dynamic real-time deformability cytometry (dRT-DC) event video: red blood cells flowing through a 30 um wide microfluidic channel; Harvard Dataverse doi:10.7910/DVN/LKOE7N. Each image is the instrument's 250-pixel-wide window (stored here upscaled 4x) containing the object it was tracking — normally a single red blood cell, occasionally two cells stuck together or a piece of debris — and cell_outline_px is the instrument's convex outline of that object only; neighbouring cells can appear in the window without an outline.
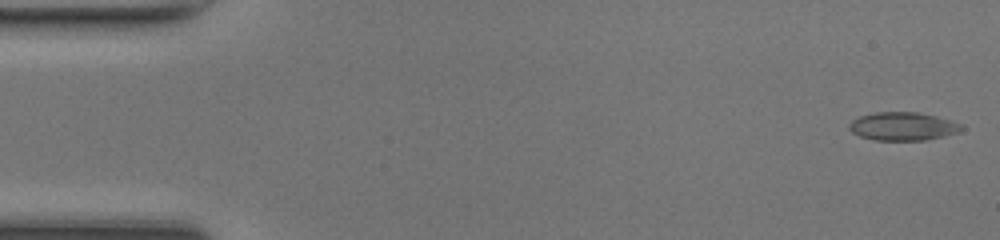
{"species": "common noctule bat (a hibernating species)", "species_latin": "Nyctalus noctula", "temperature_condition": "room temperature", "stored_images_in_passage": 47, "camera_frame_rate_fps": 3000, "um_per_image_px": 0.085, "animal": {"sex": "female", "body_mass_g": 17.0, "forearm_length_mm": 48.0}, "frame": {"image": 1, "passage_image": 1, "time_ms": 0.0, "image_size_px": [1000, 240], "cell_outline_px": [[964, 128], [960, 132], [944, 136], [924, 140], [872, 140], [860, 136], [852, 132], [848, 128], [848, 124], [852, 120], [860, 116], [872, 112], [916, 112], [936, 116], [960, 124]], "centroid_in_image_um": [76.71, 10.74], "position_along_channel_um": 8.3, "area_um2": 18.5}}
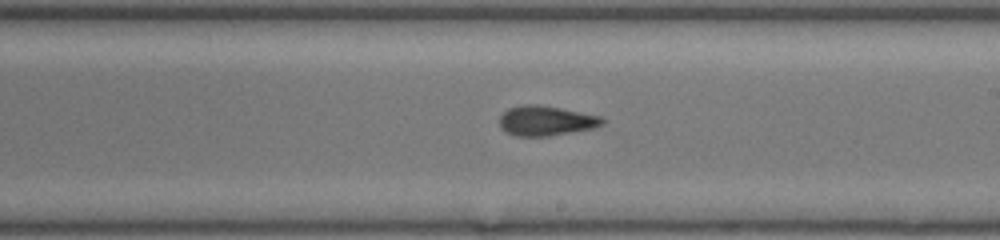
{"frame": {"image": 2, "passage_image": 27, "time_ms": 8.667, "image_size_px": [1000, 240], "cell_outline_px": [[604, 124], [592, 128], [548, 136], [516, 136], [504, 132], [500, 128], [500, 116], [508, 108], [524, 104], [536, 104], [560, 108], [600, 116], [604, 120]], "centroid_in_image_um": [46.36, 10.26], "position_along_channel_um": 242.6, "area_um2": 17.8}}
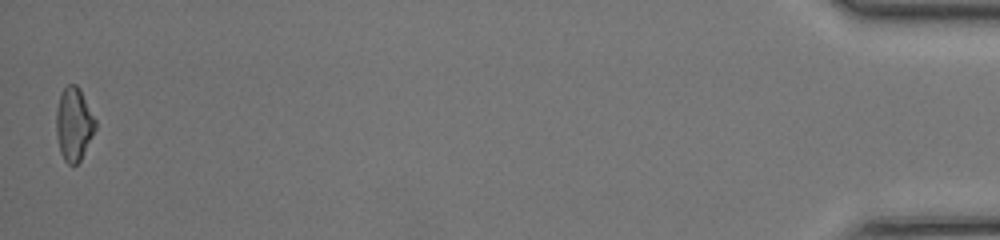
{"frame": {"image": 3, "passage_image": 47, "time_ms": 15.333, "image_size_px": [1000, 240], "cell_outline_px": [[96, 128], [80, 160], [76, 164], [68, 164], [64, 160], [60, 152], [56, 136], [56, 108], [60, 92], [68, 84], [76, 84], [80, 88], [96, 120]], "centroid_in_image_um": [6.26, 10.52], "position_along_channel_um": 428.9, "area_um2": 16.82}, "authors_computed_cell_mechanics": {"area_um2": 17.6868, "velocity_mm_per_s": 4.3348, "shape_relaxation_time_tau1_ms": 3.8208, "shape_relaxation_time_tau2_ms": 1.6465, "deformation_change_tau1": 0.1409, "deformation_change_tau2": 0.0961}}